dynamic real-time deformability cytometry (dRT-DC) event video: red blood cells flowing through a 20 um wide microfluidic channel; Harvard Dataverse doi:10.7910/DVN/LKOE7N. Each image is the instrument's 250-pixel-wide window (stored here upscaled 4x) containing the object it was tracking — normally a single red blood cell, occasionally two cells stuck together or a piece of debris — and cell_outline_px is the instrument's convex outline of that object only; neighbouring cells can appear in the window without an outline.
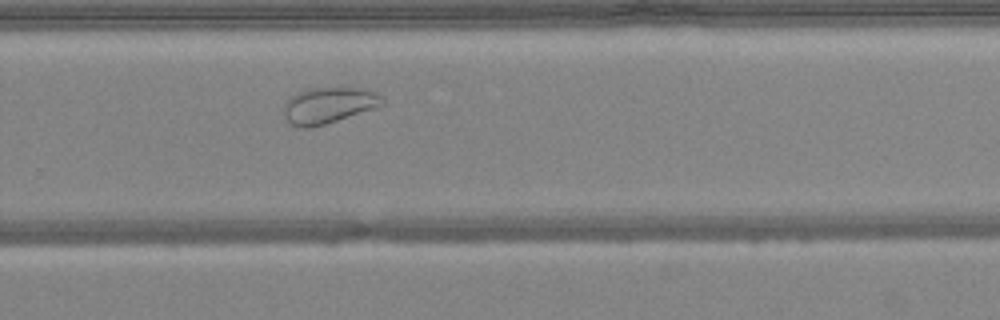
{"species": "common noctule bat (a hibernating species)", "species_latin": "Nyctalus noctula", "temperature_condition": "warm", "stored_images_in_passage": 30, "camera_frame_rate_fps": 3000, "um_per_image_px": 0.085, "animal": {"sex": "female", "body_mass_g": 24.6, "forearm_length_mm": 56.2}, "frame": {"image": 1, "passage_image": 18, "time_ms": 5.667, "image_size_px": [1000, 320], "cell_outline_px": [[384, 104], [376, 108], [312, 128], [300, 128], [292, 124], [284, 116], [284, 104], [292, 96], [300, 92], [312, 88], [360, 88], [384, 96]], "centroid_in_image_um": [27.95, 8.97], "position_along_channel_um": 301.9, "area_um2": 20.52}, "authors_computed_cell_mechanics": {"area_um2": 22.9177, "velocity_mm_per_s": 4.2392, "shape_relaxation_time_tau1_ms": null, "shape_relaxation_time_tau2_ms": 1.0311, "deformation_change_tau1": null, "deformation_change_tau2": 0.0665}}